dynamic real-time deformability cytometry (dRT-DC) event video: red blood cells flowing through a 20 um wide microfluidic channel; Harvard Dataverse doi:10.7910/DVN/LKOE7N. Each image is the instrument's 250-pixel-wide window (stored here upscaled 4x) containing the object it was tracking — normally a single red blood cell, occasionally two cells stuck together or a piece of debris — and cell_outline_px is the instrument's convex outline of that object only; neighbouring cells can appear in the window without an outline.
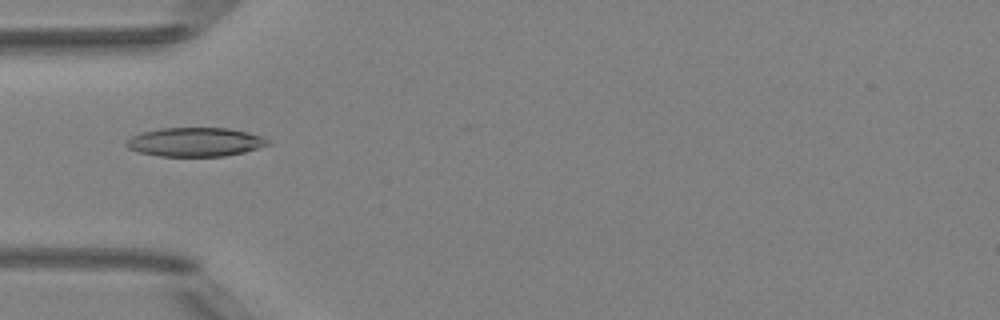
{"species": "Egyptian fruit bat (a non-hibernating species)", "species_latin": "Rousettus aegyptiacus", "temperature_condition": "room temperature", "stored_images_in_passage": 5, "camera_frame_rate_fps": 3000, "um_per_image_px": 0.085, "animal": {"sex": "female"}, "frame": {"image": 1, "passage_image": 5, "time_ms": 4.333, "image_size_px": [1000, 320], "cell_outline_px": [[272, 144], [244, 152], [224, 156], [160, 156], [140, 152], [128, 148], [124, 144], [132, 136], [144, 132], [160, 128], [228, 128], [248, 132], [260, 136], [268, 140]], "centroid_in_image_um": [16.61, 12.07], "position_along_channel_um": 68.4, "area_um2": 23.7}}